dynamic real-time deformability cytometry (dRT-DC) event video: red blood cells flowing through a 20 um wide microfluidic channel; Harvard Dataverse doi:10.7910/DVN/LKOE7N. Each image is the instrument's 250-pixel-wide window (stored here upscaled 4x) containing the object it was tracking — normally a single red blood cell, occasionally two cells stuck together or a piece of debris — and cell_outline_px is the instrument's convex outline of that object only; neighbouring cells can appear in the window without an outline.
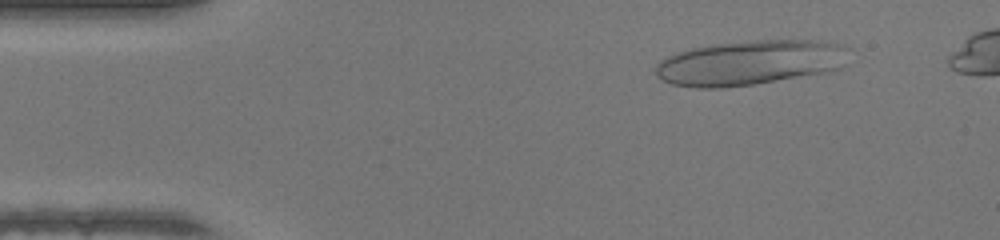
{"species": "human", "species_latin": "Homo sapiens", "temperature_condition": "warm", "stored_images_in_passage": 45, "camera_frame_rate_fps": 3000, "um_per_image_px": 0.085, "donor": {"sex": "female"}, "frame": {"image": 1, "passage_image": 5, "time_ms": 1.333, "image_size_px": [1000, 240], "cell_outline_px": [[848, 48], [844, 64], [840, 68], [824, 72], [752, 84], [720, 88], [696, 88], [672, 84], [656, 76], [656, 64], [660, 60], [668, 56], [692, 48], [716, 44], [760, 40], [816, 40], [840, 44]], "centroid_in_image_um": [63.72, 5.33], "position_along_channel_um": 21.3, "area_um2": 49.88}}
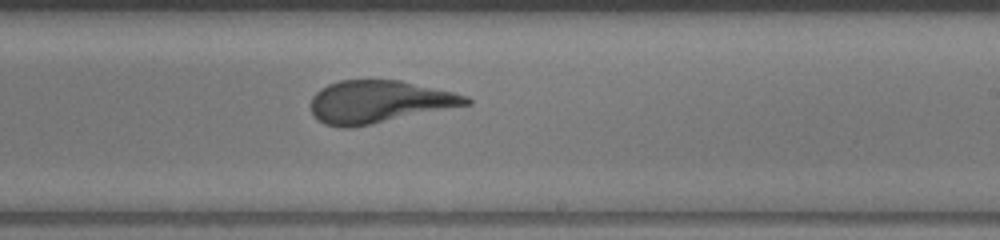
{"frame": {"image": 2, "passage_image": 27, "time_ms": 8.667, "image_size_px": [1000, 240], "cell_outline_px": [[472, 104], [352, 128], [340, 128], [324, 124], [312, 112], [312, 96], [320, 88], [328, 84], [340, 80], [400, 80], [452, 92], [468, 96], [472, 100]], "centroid_in_image_um": [32.22, 8.65], "position_along_channel_um": 256.8, "area_um2": 38.38}}
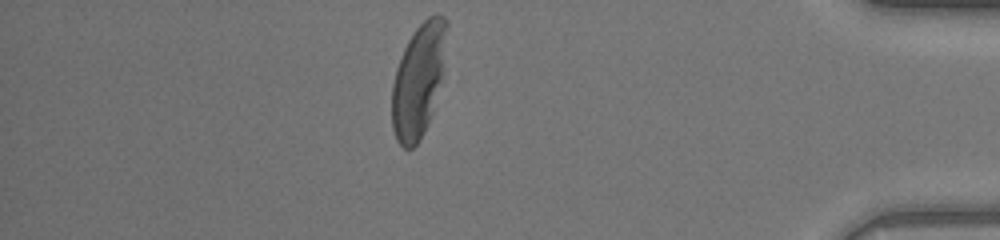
{"frame": {"image": 3, "passage_image": 40, "time_ms": 13.0, "image_size_px": [1000, 240], "cell_outline_px": [[448, 28], [440, 80], [432, 112], [420, 140], [412, 148], [404, 148], [396, 140], [392, 128], [392, 84], [396, 68], [404, 48], [408, 40], [416, 28], [428, 16], [436, 12], [444, 16], [448, 24]], "centroid_in_image_um": [35.55, 6.79], "position_along_channel_um": 399.7, "area_um2": 35.78}}